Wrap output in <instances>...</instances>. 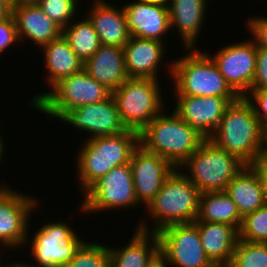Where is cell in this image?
<instances>
[{"label": "cell", "instance_id": "obj_1", "mask_svg": "<svg viewBox=\"0 0 267 267\" xmlns=\"http://www.w3.org/2000/svg\"><path fill=\"white\" fill-rule=\"evenodd\" d=\"M208 139L245 165L265 154V130L245 97L231 103L220 125Z\"/></svg>", "mask_w": 267, "mask_h": 267}, {"label": "cell", "instance_id": "obj_2", "mask_svg": "<svg viewBox=\"0 0 267 267\" xmlns=\"http://www.w3.org/2000/svg\"><path fill=\"white\" fill-rule=\"evenodd\" d=\"M171 114L156 116L139 133V145L178 168L207 138L174 111Z\"/></svg>", "mask_w": 267, "mask_h": 267}, {"label": "cell", "instance_id": "obj_3", "mask_svg": "<svg viewBox=\"0 0 267 267\" xmlns=\"http://www.w3.org/2000/svg\"><path fill=\"white\" fill-rule=\"evenodd\" d=\"M139 147V133L127 130L118 135L88 138L77 159L81 190L84 192L112 168L129 164Z\"/></svg>", "mask_w": 267, "mask_h": 267}, {"label": "cell", "instance_id": "obj_4", "mask_svg": "<svg viewBox=\"0 0 267 267\" xmlns=\"http://www.w3.org/2000/svg\"><path fill=\"white\" fill-rule=\"evenodd\" d=\"M201 192L178 168L163 182L147 208L155 218L152 232L171 224L193 223L198 216Z\"/></svg>", "mask_w": 267, "mask_h": 267}, {"label": "cell", "instance_id": "obj_5", "mask_svg": "<svg viewBox=\"0 0 267 267\" xmlns=\"http://www.w3.org/2000/svg\"><path fill=\"white\" fill-rule=\"evenodd\" d=\"M187 50L191 53L171 63L169 70L175 78L176 95L240 97L207 53Z\"/></svg>", "mask_w": 267, "mask_h": 267}, {"label": "cell", "instance_id": "obj_6", "mask_svg": "<svg viewBox=\"0 0 267 267\" xmlns=\"http://www.w3.org/2000/svg\"><path fill=\"white\" fill-rule=\"evenodd\" d=\"M244 166L235 155L206 139L178 168H188L190 174H183L201 193H206L224 192Z\"/></svg>", "mask_w": 267, "mask_h": 267}, {"label": "cell", "instance_id": "obj_7", "mask_svg": "<svg viewBox=\"0 0 267 267\" xmlns=\"http://www.w3.org/2000/svg\"><path fill=\"white\" fill-rule=\"evenodd\" d=\"M110 96L111 91L83 69L61 79L51 88V91L35 95L31 104L42 113L59 119L68 110L102 102Z\"/></svg>", "mask_w": 267, "mask_h": 267}, {"label": "cell", "instance_id": "obj_8", "mask_svg": "<svg viewBox=\"0 0 267 267\" xmlns=\"http://www.w3.org/2000/svg\"><path fill=\"white\" fill-rule=\"evenodd\" d=\"M157 79L129 77L111 92L127 129L140 133L164 105Z\"/></svg>", "mask_w": 267, "mask_h": 267}, {"label": "cell", "instance_id": "obj_9", "mask_svg": "<svg viewBox=\"0 0 267 267\" xmlns=\"http://www.w3.org/2000/svg\"><path fill=\"white\" fill-rule=\"evenodd\" d=\"M84 194L85 199L81 204L83 212L106 211L139 204L130 163L112 168L96 180Z\"/></svg>", "mask_w": 267, "mask_h": 267}, {"label": "cell", "instance_id": "obj_10", "mask_svg": "<svg viewBox=\"0 0 267 267\" xmlns=\"http://www.w3.org/2000/svg\"><path fill=\"white\" fill-rule=\"evenodd\" d=\"M38 230L31 242V254L38 265L18 262L21 267H65L85 242L68 223L50 222Z\"/></svg>", "mask_w": 267, "mask_h": 267}, {"label": "cell", "instance_id": "obj_11", "mask_svg": "<svg viewBox=\"0 0 267 267\" xmlns=\"http://www.w3.org/2000/svg\"><path fill=\"white\" fill-rule=\"evenodd\" d=\"M159 252L176 267H216L202 247L194 223L171 224L157 232Z\"/></svg>", "mask_w": 267, "mask_h": 267}, {"label": "cell", "instance_id": "obj_12", "mask_svg": "<svg viewBox=\"0 0 267 267\" xmlns=\"http://www.w3.org/2000/svg\"><path fill=\"white\" fill-rule=\"evenodd\" d=\"M257 46L254 40L225 46L211 59L230 87L245 97L252 89L256 71Z\"/></svg>", "mask_w": 267, "mask_h": 267}, {"label": "cell", "instance_id": "obj_13", "mask_svg": "<svg viewBox=\"0 0 267 267\" xmlns=\"http://www.w3.org/2000/svg\"><path fill=\"white\" fill-rule=\"evenodd\" d=\"M9 188L0 186V243L12 249L27 244L28 220L37 200Z\"/></svg>", "mask_w": 267, "mask_h": 267}, {"label": "cell", "instance_id": "obj_14", "mask_svg": "<svg viewBox=\"0 0 267 267\" xmlns=\"http://www.w3.org/2000/svg\"><path fill=\"white\" fill-rule=\"evenodd\" d=\"M174 112L207 139L220 125L226 109L240 97L176 95Z\"/></svg>", "mask_w": 267, "mask_h": 267}, {"label": "cell", "instance_id": "obj_15", "mask_svg": "<svg viewBox=\"0 0 267 267\" xmlns=\"http://www.w3.org/2000/svg\"><path fill=\"white\" fill-rule=\"evenodd\" d=\"M59 119L91 133L89 138L118 135L128 130L112 96L102 102L86 104L68 110Z\"/></svg>", "mask_w": 267, "mask_h": 267}, {"label": "cell", "instance_id": "obj_16", "mask_svg": "<svg viewBox=\"0 0 267 267\" xmlns=\"http://www.w3.org/2000/svg\"><path fill=\"white\" fill-rule=\"evenodd\" d=\"M133 183L138 202L146 204L156 197L163 182L175 167L165 158L145 151L140 145L130 160Z\"/></svg>", "mask_w": 267, "mask_h": 267}, {"label": "cell", "instance_id": "obj_17", "mask_svg": "<svg viewBox=\"0 0 267 267\" xmlns=\"http://www.w3.org/2000/svg\"><path fill=\"white\" fill-rule=\"evenodd\" d=\"M134 2L123 6L130 36L164 43L162 35L171 29L168 4L147 0Z\"/></svg>", "mask_w": 267, "mask_h": 267}, {"label": "cell", "instance_id": "obj_18", "mask_svg": "<svg viewBox=\"0 0 267 267\" xmlns=\"http://www.w3.org/2000/svg\"><path fill=\"white\" fill-rule=\"evenodd\" d=\"M164 49L165 43L161 41L131 36L123 47L128 77L157 79Z\"/></svg>", "mask_w": 267, "mask_h": 267}, {"label": "cell", "instance_id": "obj_19", "mask_svg": "<svg viewBox=\"0 0 267 267\" xmlns=\"http://www.w3.org/2000/svg\"><path fill=\"white\" fill-rule=\"evenodd\" d=\"M18 40L28 38L41 47L59 38L62 28L49 18L38 5L12 7Z\"/></svg>", "mask_w": 267, "mask_h": 267}, {"label": "cell", "instance_id": "obj_20", "mask_svg": "<svg viewBox=\"0 0 267 267\" xmlns=\"http://www.w3.org/2000/svg\"><path fill=\"white\" fill-rule=\"evenodd\" d=\"M93 3L88 19L92 22L101 45L123 48L131 37L123 7L118 9L104 0H94Z\"/></svg>", "mask_w": 267, "mask_h": 267}, {"label": "cell", "instance_id": "obj_21", "mask_svg": "<svg viewBox=\"0 0 267 267\" xmlns=\"http://www.w3.org/2000/svg\"><path fill=\"white\" fill-rule=\"evenodd\" d=\"M86 73L113 92L129 77L125 69L124 50L101 45L84 63Z\"/></svg>", "mask_w": 267, "mask_h": 267}, {"label": "cell", "instance_id": "obj_22", "mask_svg": "<svg viewBox=\"0 0 267 267\" xmlns=\"http://www.w3.org/2000/svg\"><path fill=\"white\" fill-rule=\"evenodd\" d=\"M198 227L205 254L216 267H228L233 259L238 231L216 222H193Z\"/></svg>", "mask_w": 267, "mask_h": 267}, {"label": "cell", "instance_id": "obj_23", "mask_svg": "<svg viewBox=\"0 0 267 267\" xmlns=\"http://www.w3.org/2000/svg\"><path fill=\"white\" fill-rule=\"evenodd\" d=\"M146 225L141 221L126 247L121 249L108 247L110 267H146L154 258L159 252V237L157 232H149ZM149 239L152 245H148Z\"/></svg>", "mask_w": 267, "mask_h": 267}, {"label": "cell", "instance_id": "obj_24", "mask_svg": "<svg viewBox=\"0 0 267 267\" xmlns=\"http://www.w3.org/2000/svg\"><path fill=\"white\" fill-rule=\"evenodd\" d=\"M170 26H176L186 49H194L204 20L206 0H170Z\"/></svg>", "mask_w": 267, "mask_h": 267}, {"label": "cell", "instance_id": "obj_25", "mask_svg": "<svg viewBox=\"0 0 267 267\" xmlns=\"http://www.w3.org/2000/svg\"><path fill=\"white\" fill-rule=\"evenodd\" d=\"M225 192L236 204L242 218L265 205L260 180L249 165L229 182Z\"/></svg>", "mask_w": 267, "mask_h": 267}, {"label": "cell", "instance_id": "obj_26", "mask_svg": "<svg viewBox=\"0 0 267 267\" xmlns=\"http://www.w3.org/2000/svg\"><path fill=\"white\" fill-rule=\"evenodd\" d=\"M45 64L48 70V84L52 88L61 79L84 69L83 61L71 49L68 41L61 35L43 47Z\"/></svg>", "mask_w": 267, "mask_h": 267}, {"label": "cell", "instance_id": "obj_27", "mask_svg": "<svg viewBox=\"0 0 267 267\" xmlns=\"http://www.w3.org/2000/svg\"><path fill=\"white\" fill-rule=\"evenodd\" d=\"M194 222L222 223L239 231L242 217L236 204L225 191L206 192L200 195L198 216Z\"/></svg>", "mask_w": 267, "mask_h": 267}, {"label": "cell", "instance_id": "obj_28", "mask_svg": "<svg viewBox=\"0 0 267 267\" xmlns=\"http://www.w3.org/2000/svg\"><path fill=\"white\" fill-rule=\"evenodd\" d=\"M63 37L68 41L71 49L85 63L101 46L92 22L88 17L62 29Z\"/></svg>", "mask_w": 267, "mask_h": 267}, {"label": "cell", "instance_id": "obj_29", "mask_svg": "<svg viewBox=\"0 0 267 267\" xmlns=\"http://www.w3.org/2000/svg\"><path fill=\"white\" fill-rule=\"evenodd\" d=\"M228 267H267V243L238 238L233 259Z\"/></svg>", "mask_w": 267, "mask_h": 267}, {"label": "cell", "instance_id": "obj_30", "mask_svg": "<svg viewBox=\"0 0 267 267\" xmlns=\"http://www.w3.org/2000/svg\"><path fill=\"white\" fill-rule=\"evenodd\" d=\"M238 238L249 242L267 243V205L242 218Z\"/></svg>", "mask_w": 267, "mask_h": 267}, {"label": "cell", "instance_id": "obj_31", "mask_svg": "<svg viewBox=\"0 0 267 267\" xmlns=\"http://www.w3.org/2000/svg\"><path fill=\"white\" fill-rule=\"evenodd\" d=\"M65 267H110L108 247L84 242Z\"/></svg>", "mask_w": 267, "mask_h": 267}, {"label": "cell", "instance_id": "obj_32", "mask_svg": "<svg viewBox=\"0 0 267 267\" xmlns=\"http://www.w3.org/2000/svg\"><path fill=\"white\" fill-rule=\"evenodd\" d=\"M76 0H40L38 6L62 29L69 25L77 8Z\"/></svg>", "mask_w": 267, "mask_h": 267}, {"label": "cell", "instance_id": "obj_33", "mask_svg": "<svg viewBox=\"0 0 267 267\" xmlns=\"http://www.w3.org/2000/svg\"><path fill=\"white\" fill-rule=\"evenodd\" d=\"M249 95L251 96L252 100ZM245 98L252 105L255 115L259 118L260 123L266 132L267 131V90L266 89H251L246 94Z\"/></svg>", "mask_w": 267, "mask_h": 267}, {"label": "cell", "instance_id": "obj_34", "mask_svg": "<svg viewBox=\"0 0 267 267\" xmlns=\"http://www.w3.org/2000/svg\"><path fill=\"white\" fill-rule=\"evenodd\" d=\"M252 89L267 90V49L257 48L256 71Z\"/></svg>", "mask_w": 267, "mask_h": 267}, {"label": "cell", "instance_id": "obj_35", "mask_svg": "<svg viewBox=\"0 0 267 267\" xmlns=\"http://www.w3.org/2000/svg\"><path fill=\"white\" fill-rule=\"evenodd\" d=\"M18 41L17 30L13 17L0 20V55L11 46L12 43Z\"/></svg>", "mask_w": 267, "mask_h": 267}, {"label": "cell", "instance_id": "obj_36", "mask_svg": "<svg viewBox=\"0 0 267 267\" xmlns=\"http://www.w3.org/2000/svg\"><path fill=\"white\" fill-rule=\"evenodd\" d=\"M254 18V19H253ZM248 21V28L252 32L257 48L267 49V17H253Z\"/></svg>", "mask_w": 267, "mask_h": 267}, {"label": "cell", "instance_id": "obj_37", "mask_svg": "<svg viewBox=\"0 0 267 267\" xmlns=\"http://www.w3.org/2000/svg\"><path fill=\"white\" fill-rule=\"evenodd\" d=\"M257 174L263 193V200L267 205V154L261 155L255 162L249 165Z\"/></svg>", "mask_w": 267, "mask_h": 267}, {"label": "cell", "instance_id": "obj_38", "mask_svg": "<svg viewBox=\"0 0 267 267\" xmlns=\"http://www.w3.org/2000/svg\"><path fill=\"white\" fill-rule=\"evenodd\" d=\"M167 265L169 266L167 259L158 252L146 267H168Z\"/></svg>", "mask_w": 267, "mask_h": 267}, {"label": "cell", "instance_id": "obj_39", "mask_svg": "<svg viewBox=\"0 0 267 267\" xmlns=\"http://www.w3.org/2000/svg\"><path fill=\"white\" fill-rule=\"evenodd\" d=\"M12 7L7 0H0V20L11 17Z\"/></svg>", "mask_w": 267, "mask_h": 267}, {"label": "cell", "instance_id": "obj_40", "mask_svg": "<svg viewBox=\"0 0 267 267\" xmlns=\"http://www.w3.org/2000/svg\"><path fill=\"white\" fill-rule=\"evenodd\" d=\"M40 0H12V7L22 5H38Z\"/></svg>", "mask_w": 267, "mask_h": 267}, {"label": "cell", "instance_id": "obj_41", "mask_svg": "<svg viewBox=\"0 0 267 267\" xmlns=\"http://www.w3.org/2000/svg\"><path fill=\"white\" fill-rule=\"evenodd\" d=\"M3 141H4V140H2L1 135H0V161L2 160L1 158H2V156H3V153H5V152H3V151H4V144H3Z\"/></svg>", "mask_w": 267, "mask_h": 267}, {"label": "cell", "instance_id": "obj_42", "mask_svg": "<svg viewBox=\"0 0 267 267\" xmlns=\"http://www.w3.org/2000/svg\"><path fill=\"white\" fill-rule=\"evenodd\" d=\"M0 267H21L20 265H19V263H17V262H15L14 264H7L6 266L5 265H0Z\"/></svg>", "mask_w": 267, "mask_h": 267}, {"label": "cell", "instance_id": "obj_43", "mask_svg": "<svg viewBox=\"0 0 267 267\" xmlns=\"http://www.w3.org/2000/svg\"><path fill=\"white\" fill-rule=\"evenodd\" d=\"M147 1H157V2H163V3H170V0H147Z\"/></svg>", "mask_w": 267, "mask_h": 267}, {"label": "cell", "instance_id": "obj_44", "mask_svg": "<svg viewBox=\"0 0 267 267\" xmlns=\"http://www.w3.org/2000/svg\"><path fill=\"white\" fill-rule=\"evenodd\" d=\"M265 154H267V131L265 132Z\"/></svg>", "mask_w": 267, "mask_h": 267}, {"label": "cell", "instance_id": "obj_45", "mask_svg": "<svg viewBox=\"0 0 267 267\" xmlns=\"http://www.w3.org/2000/svg\"><path fill=\"white\" fill-rule=\"evenodd\" d=\"M7 1H9V2H10V5H11V7H12V0H7Z\"/></svg>", "mask_w": 267, "mask_h": 267}]
</instances>
